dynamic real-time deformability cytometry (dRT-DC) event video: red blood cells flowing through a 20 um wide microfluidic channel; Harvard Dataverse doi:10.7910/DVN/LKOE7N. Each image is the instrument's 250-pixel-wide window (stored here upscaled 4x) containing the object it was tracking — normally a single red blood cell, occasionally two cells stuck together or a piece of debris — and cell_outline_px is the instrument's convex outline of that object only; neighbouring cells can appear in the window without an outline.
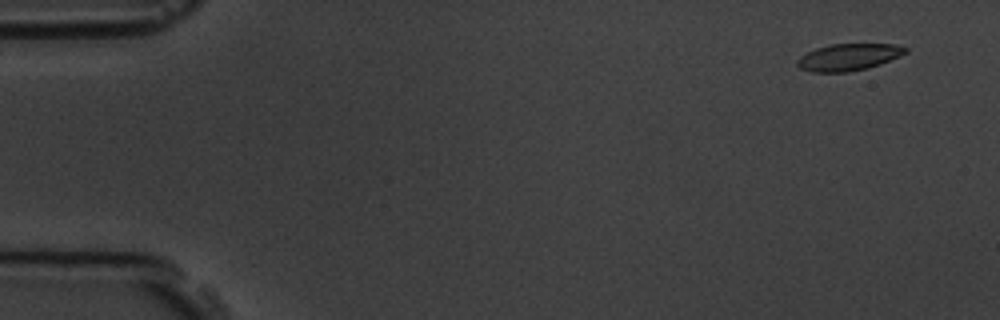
{"species": "common noctule bat (a hibernating species)", "species_latin": "Nyctalus noctula", "temperature_condition": "room temperature", "stored_images_in_passage": 5, "camera_frame_rate_fps": 3000, "um_per_image_px": 0.085, "animal": {"sex": "male", "body_mass_g": 19.5, "forearm_length_mm": 54.6}, "frame": {"image": 1, "passage_image": 1, "time_ms": 0.0, "image_size_px": [1000, 320], "cell_outline_px": [[908, 52], [880, 64], [868, 68], [848, 72], [812, 72], [800, 68], [796, 64], [796, 60], [800, 56], [816, 48], [832, 44], [896, 44], [908, 48]], "centroid_in_image_um": [72.12, 4.85], "position_along_channel_um": 12.9, "area_um2": 16.94}}
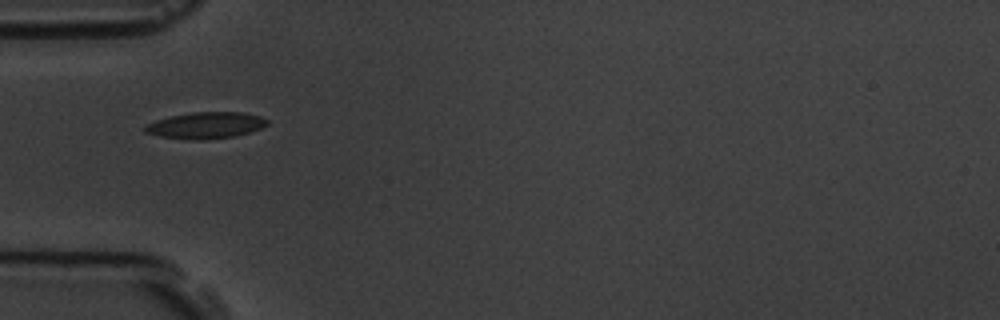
{"frame": {"image": 2, "passage_image": 5, "time_ms": 4.667, "image_size_px": [1000, 320], "cell_outline_px": [[268, 124], [260, 128], [248, 132], [232, 136], [208, 140], [188, 140], [160, 136], [144, 132], [144, 124], [156, 120], [172, 116], [192, 112], [244, 112], [260, 116], [268, 120]], "centroid_in_image_um": [17.46, 10.65], "position_along_channel_um": 67.5, "area_um2": 18.84}}